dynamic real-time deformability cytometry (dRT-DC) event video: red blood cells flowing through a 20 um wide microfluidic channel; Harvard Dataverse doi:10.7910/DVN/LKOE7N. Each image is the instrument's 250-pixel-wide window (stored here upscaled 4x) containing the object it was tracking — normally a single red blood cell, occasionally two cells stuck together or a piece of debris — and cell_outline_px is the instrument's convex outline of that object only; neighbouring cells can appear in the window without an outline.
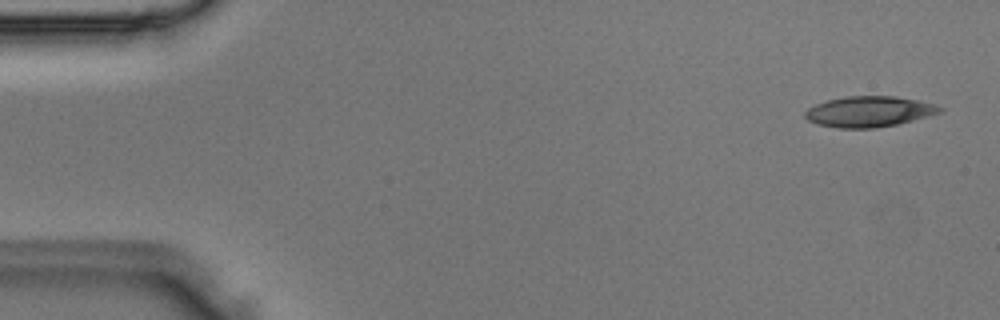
{"species": "Egyptian fruit bat (a non-hibernating species)", "species_latin": "Rousettus aegyptiacus", "temperature_condition": "room temperature", "stored_images_in_passage": 48, "camera_frame_rate_fps": 3000, "um_per_image_px": 0.085, "animal": {"sex": "male"}, "frame": {"image": 1, "passage_image": 2, "time_ms": 0.333, "image_size_px": [1000, 320], "cell_outline_px": [[944, 108], [940, 112], [928, 116], [896, 124], [876, 128], [836, 128], [816, 124], [808, 120], [804, 116], [804, 112], [808, 108], [816, 104], [828, 100], [844, 96], [896, 96], [936, 104]], "centroid_in_image_um": [73.84, 9.48], "position_along_channel_um": 11.2, "area_um2": 24.1}}
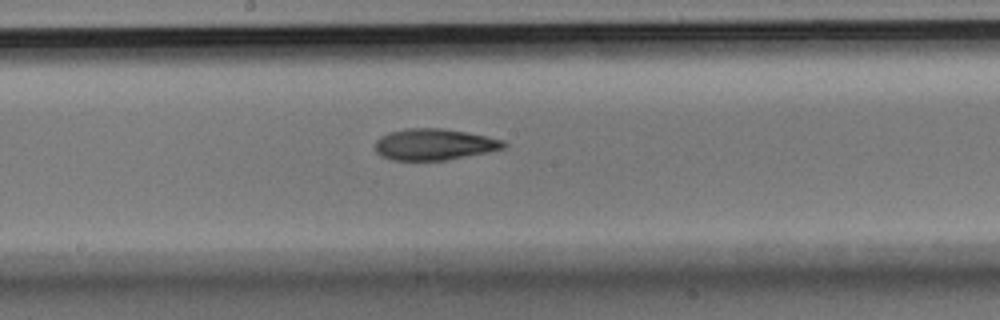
{"frame": {"image": 2, "passage_image": 25, "time_ms": 8.0, "image_size_px": [1000, 320], "cell_outline_px": [[508, 144], [504, 148], [488, 152], [444, 160], [392, 160], [380, 156], [376, 152], [376, 140], [380, 136], [388, 132], [408, 128], [444, 128], [504, 140]], "centroid_in_image_um": [36.88, 12.27], "position_along_channel_um": 211.3, "area_um2": 23.41}}
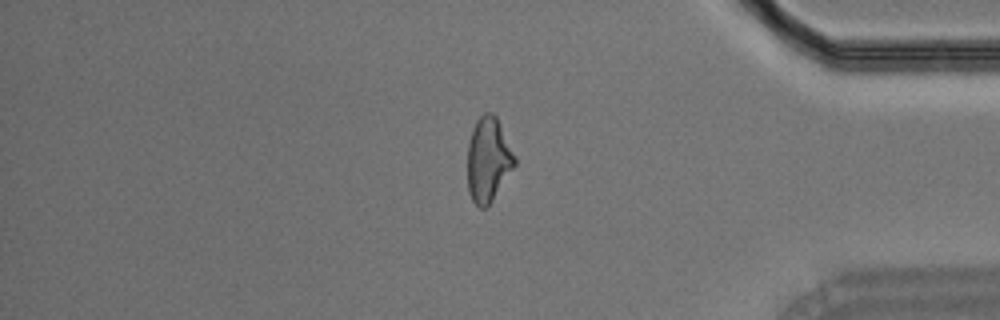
{"frame": {"image": 3, "passage_image": 40, "time_ms": 13.0, "image_size_px": [1000, 320], "cell_outline_px": [[516, 164], [492, 200], [484, 208], [480, 208], [472, 200], [468, 192], [468, 144], [472, 128], [476, 120], [484, 112], [492, 112], [496, 116], [516, 156]], "centroid_in_image_um": [41.5, 13.54], "position_along_channel_um": 393.7, "area_um2": 23.18}}